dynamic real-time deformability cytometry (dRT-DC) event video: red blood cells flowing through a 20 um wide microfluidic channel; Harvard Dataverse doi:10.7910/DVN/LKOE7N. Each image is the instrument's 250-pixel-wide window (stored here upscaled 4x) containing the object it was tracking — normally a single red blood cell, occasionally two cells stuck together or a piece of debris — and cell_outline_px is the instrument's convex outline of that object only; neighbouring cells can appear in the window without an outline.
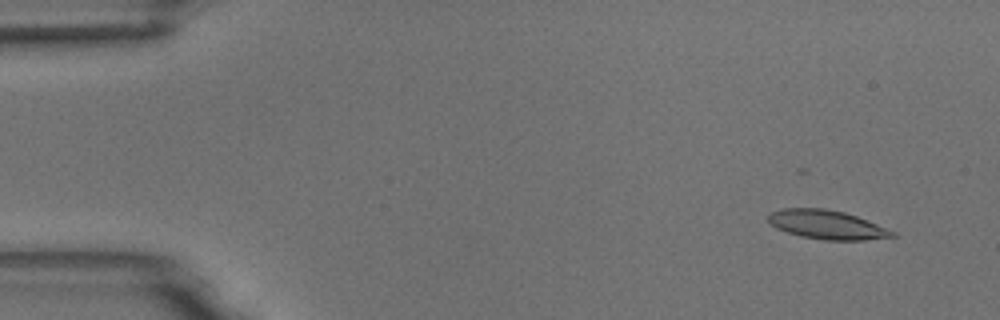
{"species": "common noctule bat (a hibernating species)", "species_latin": "Nyctalus noctula", "temperature_condition": "room temperature", "stored_images_in_passage": 6, "camera_frame_rate_fps": 3000, "um_per_image_px": 0.085, "animal": {"sex": "male", "body_mass_g": 18.8}, "frame": {"image": 1, "passage_image": 2, "time_ms": 1.0, "image_size_px": [1000, 320], "cell_outline_px": [[896, 236], [864, 240], [824, 240], [800, 236], [776, 228], [768, 220], [768, 216], [772, 212], [784, 208], [824, 208], [844, 212], [856, 216], [896, 232]], "centroid_in_image_um": [70.28, 19.1], "position_along_channel_um": 14.7, "area_um2": 20.69}}
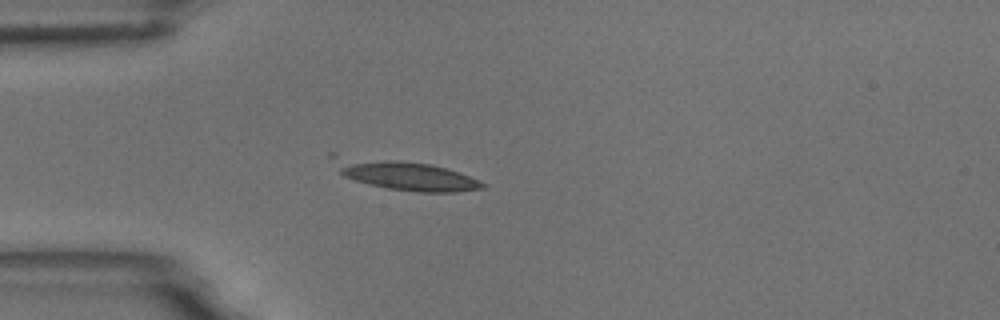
{"frame": {"image": 2, "passage_image": 5, "time_ms": 4.667, "image_size_px": [1000, 320], "cell_outline_px": [[488, 184], [484, 188], [456, 192], [416, 192], [388, 188], [356, 180], [344, 176], [340, 172], [328, 156], [328, 152], [336, 152], [432, 164], [468, 176]], "centroid_in_image_um": [34.24, 14.81], "position_along_channel_um": 50.8, "area_um2": 26.36}}